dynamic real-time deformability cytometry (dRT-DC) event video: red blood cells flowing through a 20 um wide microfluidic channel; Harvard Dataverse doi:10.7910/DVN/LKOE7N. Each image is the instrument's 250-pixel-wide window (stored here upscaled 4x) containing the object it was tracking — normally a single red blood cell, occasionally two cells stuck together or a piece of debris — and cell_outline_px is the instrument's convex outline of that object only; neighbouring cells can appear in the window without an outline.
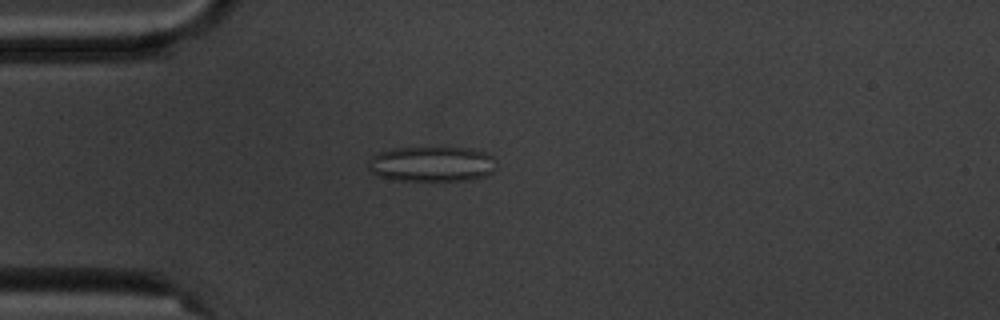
{"species": "common noctule bat (a hibernating species)", "species_latin": "Nyctalus noctula", "temperature_condition": "cold", "stored_images_in_passage": 4, "camera_frame_rate_fps": 3000, "um_per_image_px": 0.085, "animal": {"sex": "male", "body_mass_g": 20.1, "forearm_length_mm": 53.5}, "frame": {"image": 1, "passage_image": 4, "time_ms": 4.333, "image_size_px": [1000, 320], "cell_outline_px": [[496, 168], [492, 172], [484, 176], [468, 180], [396, 180], [380, 176], [368, 172], [368, 160], [372, 156], [380, 152], [392, 148], [472, 148], [484, 152], [492, 156], [496, 164]], "centroid_in_image_um": [36.69, 13.94], "position_along_channel_um": 48.3, "area_um2": 26.3}}